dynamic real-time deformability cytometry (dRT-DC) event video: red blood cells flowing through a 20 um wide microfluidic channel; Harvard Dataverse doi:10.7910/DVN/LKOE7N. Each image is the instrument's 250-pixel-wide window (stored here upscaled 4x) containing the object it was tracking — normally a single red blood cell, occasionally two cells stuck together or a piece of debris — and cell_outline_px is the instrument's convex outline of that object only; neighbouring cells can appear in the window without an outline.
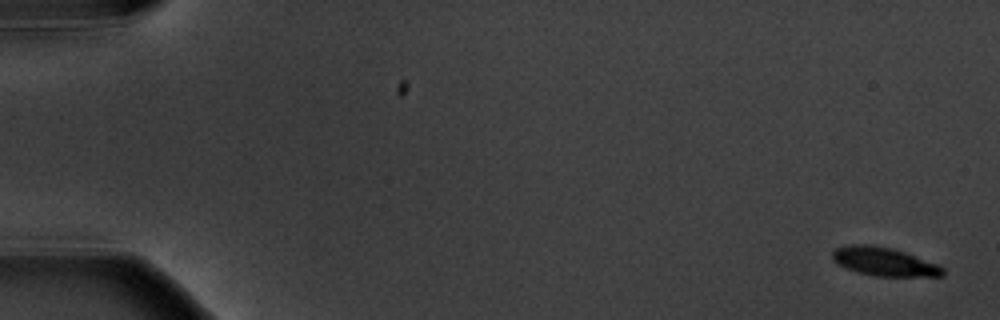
{"species": "common noctule bat (a hibernating species)", "species_latin": "Nyctalus noctula", "temperature_condition": "warm", "stored_images_in_passage": 5, "camera_frame_rate_fps": 3000, "um_per_image_px": 0.085, "animal": {"sex": "male", "body_mass_g": 20.1, "forearm_length_mm": 53.5}, "frame": {"image": 1, "passage_image": 1, "time_ms": 0.0, "image_size_px": [1000, 320], "cell_outline_px": [[944, 276], [876, 276], [856, 272], [836, 264], [832, 260], [832, 252], [836, 248], [848, 244], [872, 244], [896, 248], [936, 264], [944, 268]], "centroid_in_image_um": [75.11, 22.22], "position_along_channel_um": 9.9, "area_um2": 18.61}}
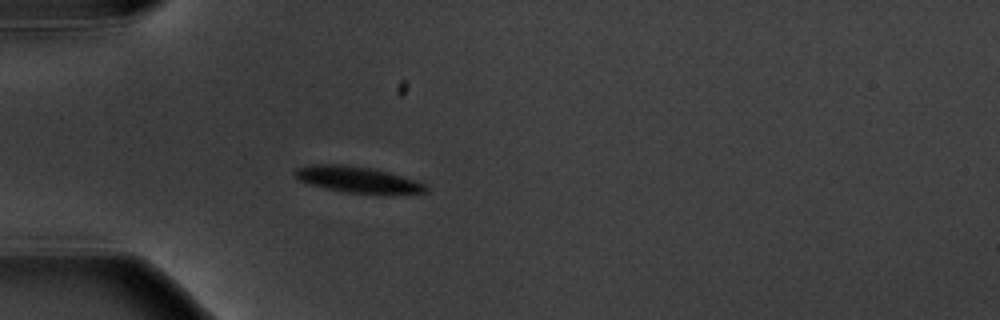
{"frame": {"image": 2, "passage_image": 5, "time_ms": 5.333, "image_size_px": [1000, 320], "cell_outline_px": [[428, 192], [392, 196], [348, 192], [328, 188], [312, 184], [300, 180], [292, 172], [296, 168], [308, 164], [340, 164], [372, 168], [388, 172], [416, 180], [428, 184]], "centroid_in_image_um": [30.52, 15.29], "position_along_channel_um": 54.5, "area_um2": 20.4}}